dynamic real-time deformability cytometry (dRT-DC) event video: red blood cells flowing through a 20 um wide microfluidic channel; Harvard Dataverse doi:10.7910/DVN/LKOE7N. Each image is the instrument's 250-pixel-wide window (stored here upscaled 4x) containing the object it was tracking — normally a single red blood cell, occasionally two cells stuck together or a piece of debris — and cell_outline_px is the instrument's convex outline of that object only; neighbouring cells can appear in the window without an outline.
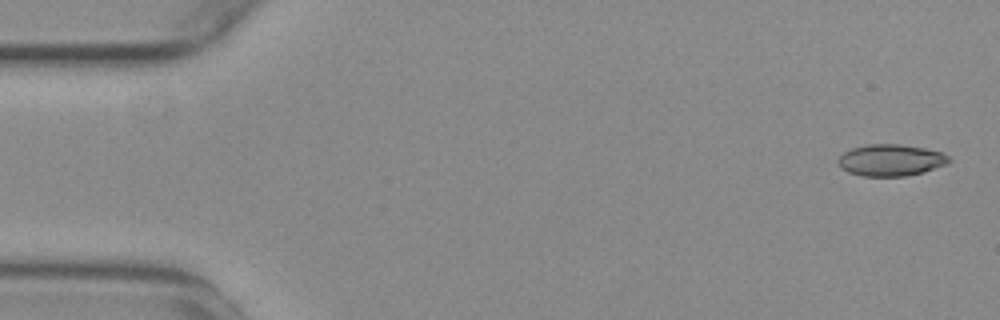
{"species": "common noctule bat (a hibernating species)", "species_latin": "Nyctalus noctula", "temperature_condition": "warm", "stored_images_in_passage": 54, "camera_frame_rate_fps": 3000, "um_per_image_px": 0.085, "animal": {"sex": "female", "body_mass_g": 29.2, "forearm_length_mm": 56.3}, "frame": {"image": 1, "passage_image": 1, "time_ms": 0.0, "image_size_px": [1000, 320], "cell_outline_px": [[952, 160], [948, 164], [924, 172], [904, 176], [864, 176], [848, 172], [840, 168], [840, 156], [844, 152], [852, 148], [868, 144], [900, 144], [924, 148], [940, 152], [948, 156]], "centroid_in_image_um": [75.75, 13.61], "position_along_channel_um": 9.3, "area_um2": 20.35}}
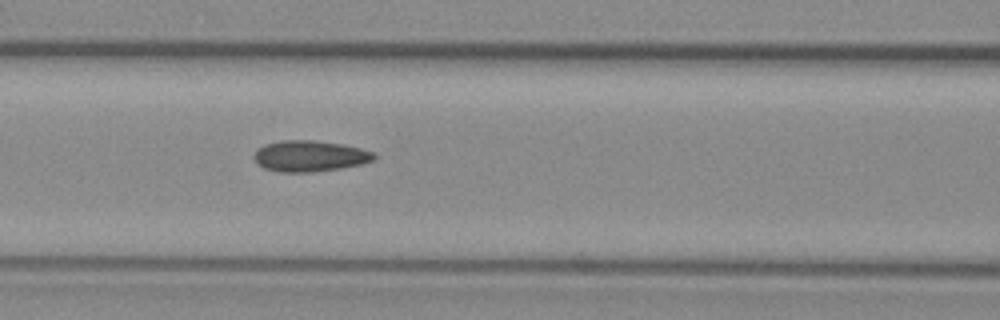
{"frame": {"image": 2, "passage_image": 22, "time_ms": 7.0, "image_size_px": [1000, 320], "cell_outline_px": [[376, 156], [372, 160], [360, 164], [344, 168], [312, 172], [280, 172], [264, 168], [256, 164], [252, 156], [256, 148], [264, 144], [280, 140], [316, 140], [340, 144], [360, 148], [376, 152]], "centroid_in_image_um": [26.28, 13.26], "position_along_channel_um": 140.3, "area_um2": 22.02}}
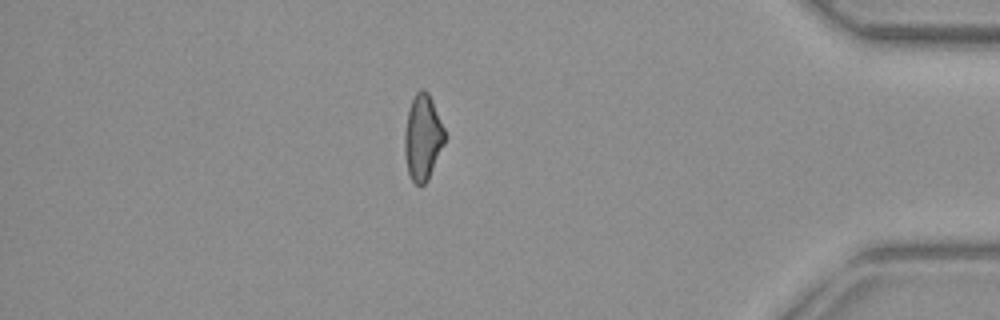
{"frame": {"image": 3, "passage_image": 46, "time_ms": 15.0, "image_size_px": [1000, 320], "cell_outline_px": [[444, 144], [428, 180], [424, 184], [416, 184], [412, 180], [408, 172], [404, 152], [404, 132], [408, 108], [416, 92], [420, 88], [424, 88], [428, 92], [432, 100], [444, 128]], "centroid_in_image_um": [35.91, 11.66], "position_along_channel_um": 399.3, "area_um2": 20.0}, "authors_computed_cell_mechanics": {"area_um2": 20.6346, "velocity_mm_per_s": 3.7686, "shape_relaxation_time_tau1_ms": null, "shape_relaxation_time_tau2_ms": 3.3473, "deformation_change_tau1": null, "deformation_change_tau2": 0.1046}}